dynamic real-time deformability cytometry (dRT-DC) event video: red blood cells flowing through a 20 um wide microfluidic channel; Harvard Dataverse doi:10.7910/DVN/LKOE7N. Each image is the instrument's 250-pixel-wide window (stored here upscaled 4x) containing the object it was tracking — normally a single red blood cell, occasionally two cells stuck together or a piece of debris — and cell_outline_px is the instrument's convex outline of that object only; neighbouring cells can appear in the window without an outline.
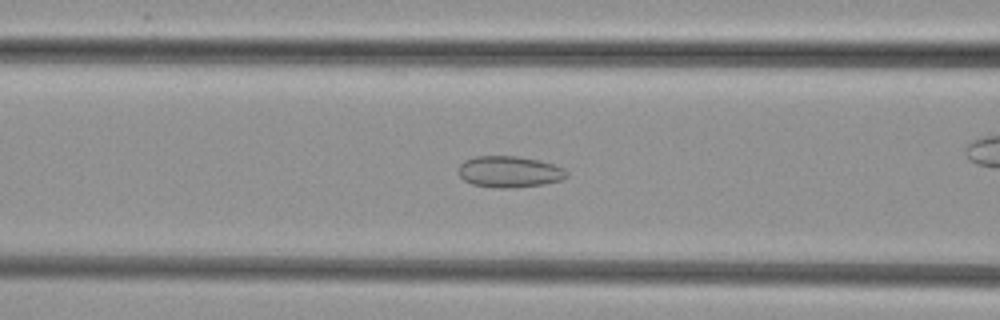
{"species": "common noctule bat (a hibernating species)", "species_latin": "Nyctalus noctula", "temperature_condition": "cold", "stored_images_in_passage": 44, "camera_frame_rate_fps": 3000, "um_per_image_px": 0.085, "animal": {"sex": "female", "body_mass_g": 29.2, "forearm_length_mm": 56.3}, "frame": {"image": 1, "passage_image": 13, "time_ms": 4.0, "image_size_px": [1000, 320], "cell_outline_px": [[568, 176], [560, 180], [544, 184], [512, 188], [492, 188], [472, 184], [464, 180], [460, 176], [460, 164], [464, 160], [476, 156], [516, 156], [536, 160], [552, 164], [564, 168], [568, 172]], "centroid_in_image_um": [43.29, 14.61], "position_along_channel_um": 123.3, "area_um2": 19.71}}
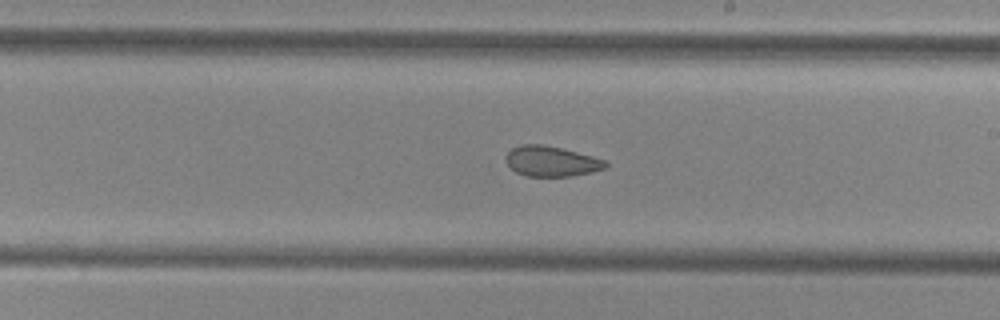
{"frame": {"image": 2, "passage_image": 22, "time_ms": 7.0, "image_size_px": [1000, 320], "cell_outline_px": [[608, 168], [592, 172], [572, 176], [524, 176], [516, 172], [504, 160], [504, 156], [512, 148], [520, 144], [544, 144], [592, 156], [604, 160], [608, 164]], "centroid_in_image_um": [46.85, 13.71], "position_along_channel_um": 242.2, "area_um2": 17.69}}
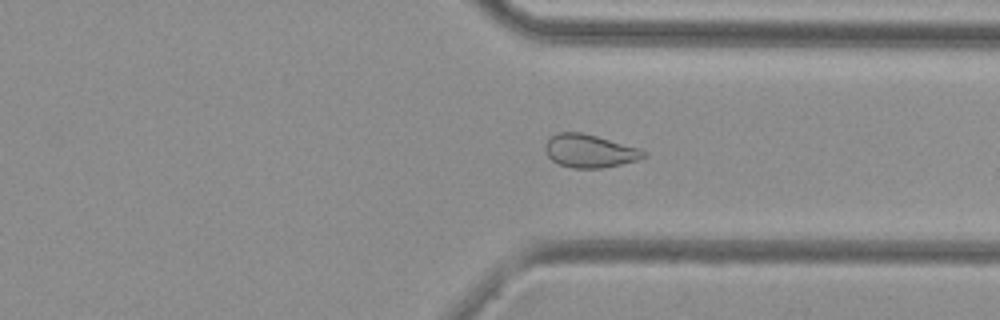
{"frame": {"image": 3, "passage_image": 31, "time_ms": 10.0, "image_size_px": [1000, 320], "cell_outline_px": [[648, 156], [640, 160], [600, 168], [572, 168], [560, 164], [552, 160], [548, 156], [544, 148], [544, 144], [556, 132], [580, 132], [596, 136], [640, 148], [648, 152]], "centroid_in_image_um": [50.15, 12.83], "position_along_channel_um": 361.3, "area_um2": 19.07}}